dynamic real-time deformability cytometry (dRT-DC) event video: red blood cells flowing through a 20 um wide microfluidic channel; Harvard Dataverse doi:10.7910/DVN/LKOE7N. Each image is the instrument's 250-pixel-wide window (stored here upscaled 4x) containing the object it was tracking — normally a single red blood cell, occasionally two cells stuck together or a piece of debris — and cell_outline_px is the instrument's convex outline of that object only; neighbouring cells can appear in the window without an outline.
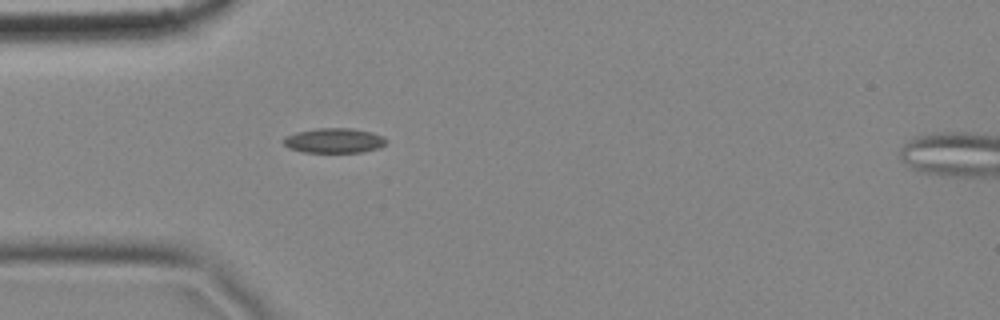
{"species": "common noctule bat (a hibernating species)", "species_latin": "Nyctalus noctula", "temperature_condition": "cold", "stored_images_in_passage": 4, "camera_frame_rate_fps": 3000, "um_per_image_px": 0.085, "animal": {"sex": "female", "body_mass_g": 18.4}, "frame": {"image": 1, "passage_image": 4, "time_ms": 1.0, "image_size_px": [1000, 320], "cell_outline_px": [[388, 140], [380, 148], [360, 152], [304, 152], [288, 148], [284, 144], [284, 140], [288, 136], [296, 132], [316, 128], [352, 128], [372, 132], [384, 136]], "centroid_in_image_um": [28.44, 11.94], "position_along_channel_um": 56.6, "area_um2": 14.85}}